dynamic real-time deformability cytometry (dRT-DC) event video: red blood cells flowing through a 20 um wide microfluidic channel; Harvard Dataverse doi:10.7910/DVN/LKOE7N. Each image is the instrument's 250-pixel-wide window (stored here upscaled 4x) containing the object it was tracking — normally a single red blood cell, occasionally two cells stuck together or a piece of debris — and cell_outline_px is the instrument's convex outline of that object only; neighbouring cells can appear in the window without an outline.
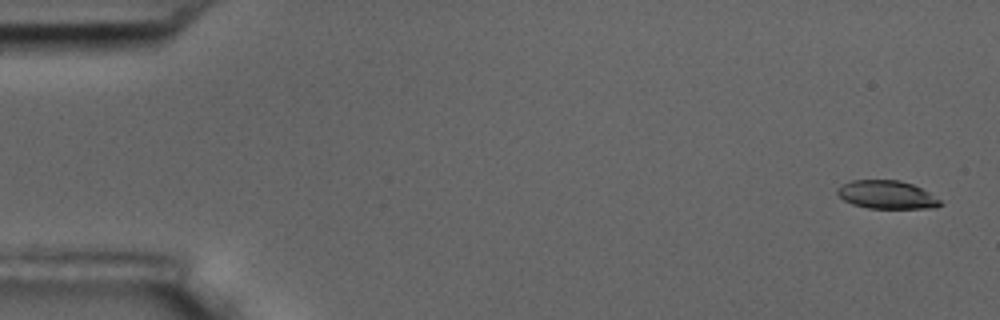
{"species": "common noctule bat (a hibernating species)", "species_latin": "Nyctalus noctula", "temperature_condition": "room temperature", "stored_images_in_passage": 6, "camera_frame_rate_fps": 3000, "um_per_image_px": 0.085, "animal": {"sex": "male", "body_mass_g": 17.5, "forearm_length_mm": 52.3}, "frame": {"image": 1, "passage_image": 1, "time_ms": 0.0, "image_size_px": [1000, 320], "cell_outline_px": [[944, 204], [936, 208], [868, 208], [852, 204], [844, 200], [836, 192], [836, 188], [852, 180], [900, 180], [912, 184], [928, 192], [940, 200]], "centroid_in_image_um": [75.38, 16.55], "position_along_channel_um": 9.6, "area_um2": 16.88}}
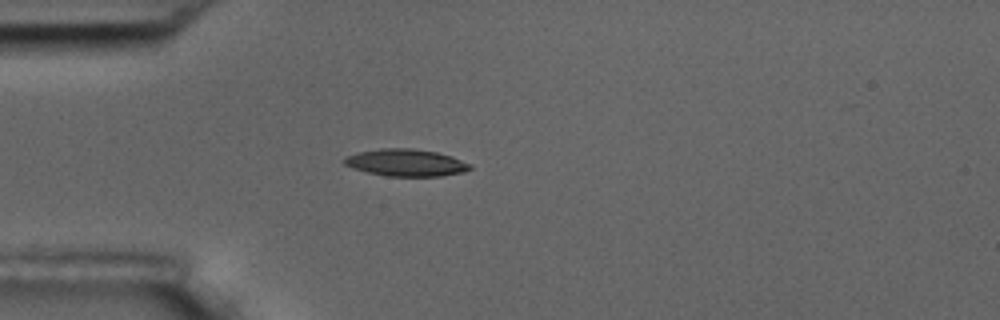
{"frame": {"image": 2, "passage_image": 5, "time_ms": 4.667, "image_size_px": [1000, 320], "cell_outline_px": [[472, 168], [464, 172], [440, 176], [384, 176], [352, 168], [344, 164], [344, 156], [360, 152], [380, 148], [412, 148], [436, 152], [452, 156], [472, 164]], "centroid_in_image_um": [34.52, 13.82], "position_along_channel_um": 50.5, "area_um2": 19.94}}